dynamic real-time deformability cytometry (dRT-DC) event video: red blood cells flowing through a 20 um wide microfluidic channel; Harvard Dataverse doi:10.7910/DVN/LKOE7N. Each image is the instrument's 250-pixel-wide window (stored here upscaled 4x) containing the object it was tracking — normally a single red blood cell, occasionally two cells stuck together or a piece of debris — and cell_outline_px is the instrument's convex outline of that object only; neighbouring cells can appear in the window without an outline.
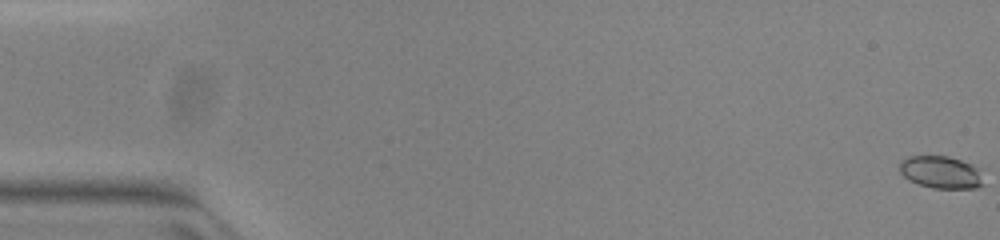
{"species": "common noctule bat (a hibernating species)", "species_latin": "Nyctalus noctula", "temperature_condition": "warm", "stored_images_in_passage": 54, "camera_frame_rate_fps": 3000, "um_per_image_px": 0.085, "animal": {"sex": "female", "body_mass_g": 23.0, "forearm_length_mm": 53.4}, "frame": {"image": 1, "passage_image": 1, "time_ms": 0.0, "image_size_px": [1000, 240], "cell_outline_px": [[984, 184], [976, 188], [932, 188], [908, 180], [900, 172], [900, 160], [908, 156], [948, 156], [972, 164], [980, 168]], "centroid_in_image_um": [80.0, 14.63], "position_along_channel_um": 5.0, "area_um2": 15.95}}
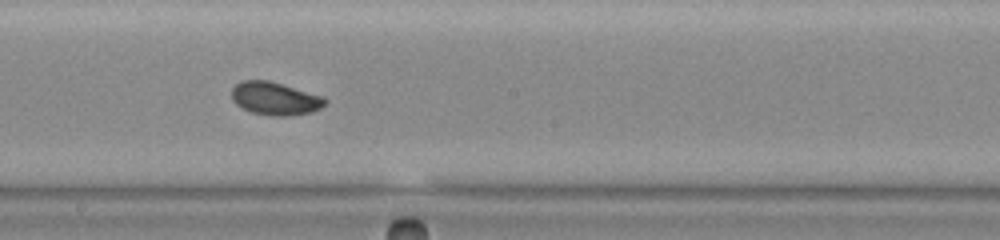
{"frame": {"image": 2, "passage_image": 30, "time_ms": 9.667, "image_size_px": [1000, 240], "cell_outline_px": [[328, 100], [320, 108], [312, 112], [288, 116], [272, 116], [252, 112], [236, 104], [232, 100], [232, 88], [240, 80], [268, 80], [324, 96]], "centroid_in_image_um": [23.38, 8.37], "position_along_channel_um": 224.8, "area_um2": 17.98}}
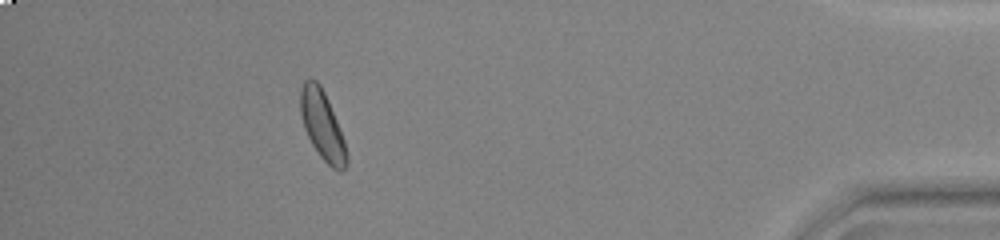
{"frame": {"image": 3, "passage_image": 48, "time_ms": 15.667, "image_size_px": [1000, 240], "cell_outline_px": [[348, 164], [340, 172], [332, 168], [320, 156], [312, 144], [304, 128], [300, 112], [300, 92], [304, 80], [316, 80], [320, 84], [324, 92], [340, 128], [344, 140], [348, 156]], "centroid_in_image_um": [27.4, 10.67], "position_along_channel_um": 407.8, "area_um2": 18.38}}